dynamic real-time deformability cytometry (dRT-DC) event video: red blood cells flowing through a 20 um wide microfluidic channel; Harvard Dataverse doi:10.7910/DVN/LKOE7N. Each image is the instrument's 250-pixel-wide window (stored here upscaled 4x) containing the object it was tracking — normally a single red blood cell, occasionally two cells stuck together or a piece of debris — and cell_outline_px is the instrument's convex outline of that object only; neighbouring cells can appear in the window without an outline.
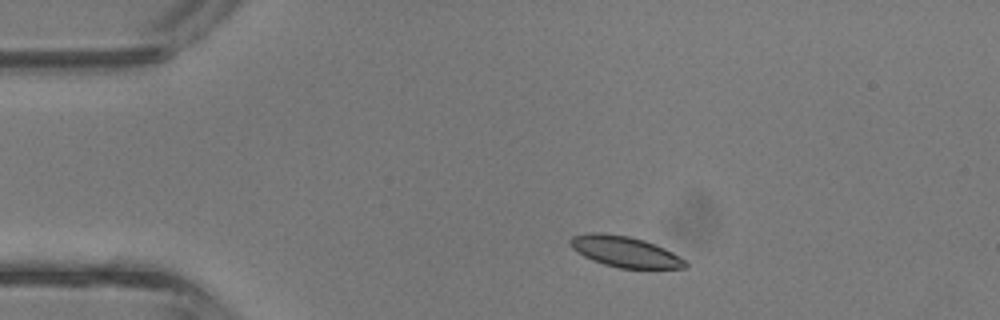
{"species": "common noctule bat (a hibernating species)", "species_latin": "Nyctalus noctula", "temperature_condition": "room temperature", "stored_images_in_passage": 3, "camera_frame_rate_fps": 3000, "um_per_image_px": 0.085, "animal": {"sex": "male", "body_mass_g": 13.3}, "frame": {"image": 1, "passage_image": 2, "time_ms": 0.333, "image_size_px": [1000, 320], "cell_outline_px": [[688, 264], [684, 268], [620, 268], [604, 264], [592, 260], [584, 256], [572, 248], [568, 244], [568, 240], [572, 236], [588, 232], [604, 232], [628, 236], [644, 240], [656, 244], [672, 252], [684, 260]], "centroid_in_image_um": [53.06, 21.37], "position_along_channel_um": 31.9, "area_um2": 20.69}}